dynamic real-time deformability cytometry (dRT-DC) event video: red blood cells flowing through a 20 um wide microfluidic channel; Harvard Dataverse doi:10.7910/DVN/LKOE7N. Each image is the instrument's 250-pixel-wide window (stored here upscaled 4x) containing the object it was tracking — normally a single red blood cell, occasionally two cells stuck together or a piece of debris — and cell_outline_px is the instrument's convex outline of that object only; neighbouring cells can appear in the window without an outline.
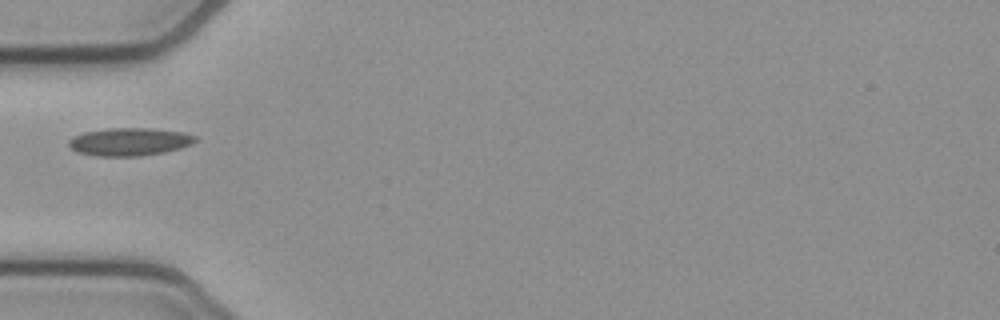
{"species": "common noctule bat (a hibernating species)", "species_latin": "Nyctalus noctula", "temperature_condition": "cold", "stored_images_in_passage": 32, "camera_frame_rate_fps": 3000, "um_per_image_px": 0.085, "animal": {"sex": "female", "body_mass_g": 21.9}, "frame": {"image": 1, "passage_image": 1, "time_ms": 0.0, "image_size_px": [1000, 320], "cell_outline_px": [[200, 140], [192, 144], [180, 148], [164, 152], [140, 156], [100, 156], [76, 152], [68, 144], [68, 140], [72, 136], [84, 132], [108, 128], [152, 128], [184, 132], [200, 136]], "centroid_in_image_um": [11.06, 12.04], "position_along_channel_um": 73.9, "area_um2": 20.87}}
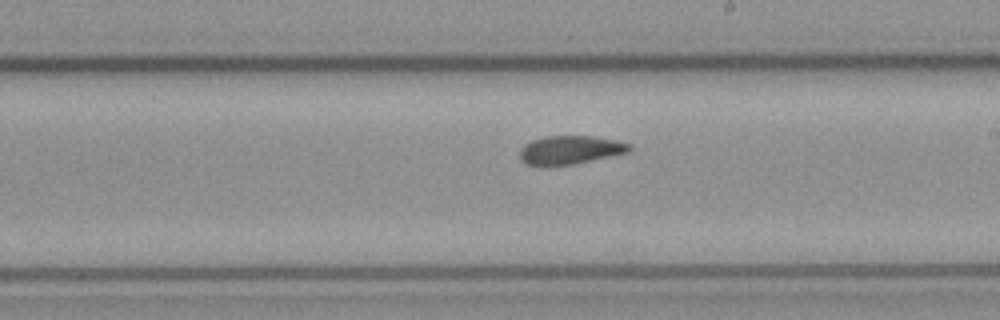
{"frame": {"image": 2, "passage_image": 14, "time_ms": 4.333, "image_size_px": [1000, 320], "cell_outline_px": [[632, 152], [572, 164], [548, 168], [540, 168], [524, 164], [520, 160], [520, 148], [524, 144], [532, 140], [544, 136], [592, 136], [616, 140], [632, 144]], "centroid_in_image_um": [48.42, 12.78], "position_along_channel_um": 240.6, "area_um2": 18.96}}
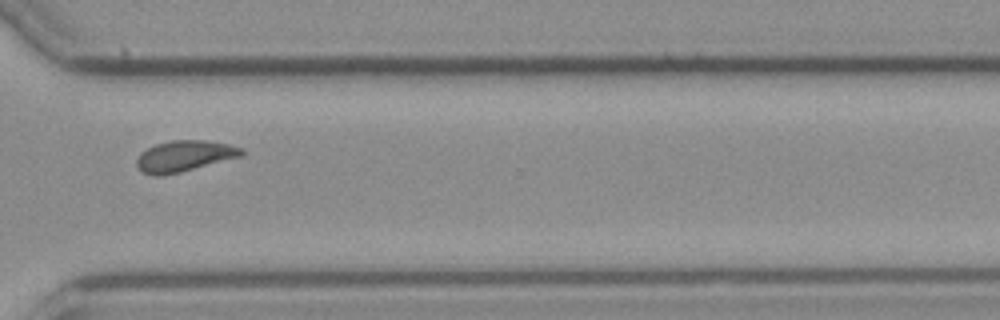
{"frame": {"image": 3, "passage_image": 23, "time_ms": 7.333, "image_size_px": [1000, 320], "cell_outline_px": [[244, 156], [180, 172], [160, 176], [152, 176], [144, 172], [136, 164], [136, 160], [140, 152], [156, 144], [172, 140], [204, 140], [228, 144], [244, 148]], "centroid_in_image_um": [15.7, 13.26], "position_along_channel_um": 354.9, "area_um2": 19.02}}